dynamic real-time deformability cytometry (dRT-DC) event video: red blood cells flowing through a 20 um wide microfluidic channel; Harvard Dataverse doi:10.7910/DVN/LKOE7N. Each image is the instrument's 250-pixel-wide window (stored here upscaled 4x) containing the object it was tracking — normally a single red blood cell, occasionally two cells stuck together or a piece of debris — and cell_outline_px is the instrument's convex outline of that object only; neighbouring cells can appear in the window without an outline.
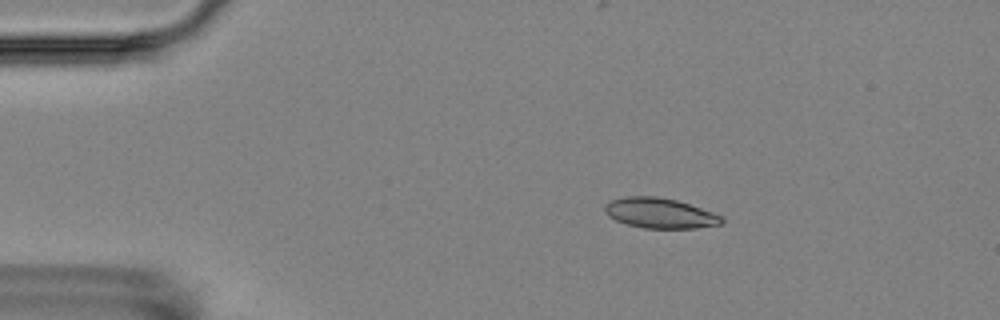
{"species": "Egyptian fruit bat (a non-hibernating species)", "species_latin": "Rousettus aegyptiacus", "temperature_condition": "room temperature", "stored_images_in_passage": 3, "camera_frame_rate_fps": 3000, "um_per_image_px": 0.085, "animal": {"sex": "female"}, "frame": {"image": 1, "passage_image": 2, "time_ms": 2.0, "image_size_px": [1000, 320], "cell_outline_px": [[724, 220], [720, 224], [696, 228], [644, 228], [628, 224], [616, 220], [608, 216], [604, 212], [604, 204], [608, 200], [624, 196], [656, 196], [676, 200], [724, 216]], "centroid_in_image_um": [56.05, 18.1], "position_along_channel_um": 29.0, "area_um2": 20.63}}